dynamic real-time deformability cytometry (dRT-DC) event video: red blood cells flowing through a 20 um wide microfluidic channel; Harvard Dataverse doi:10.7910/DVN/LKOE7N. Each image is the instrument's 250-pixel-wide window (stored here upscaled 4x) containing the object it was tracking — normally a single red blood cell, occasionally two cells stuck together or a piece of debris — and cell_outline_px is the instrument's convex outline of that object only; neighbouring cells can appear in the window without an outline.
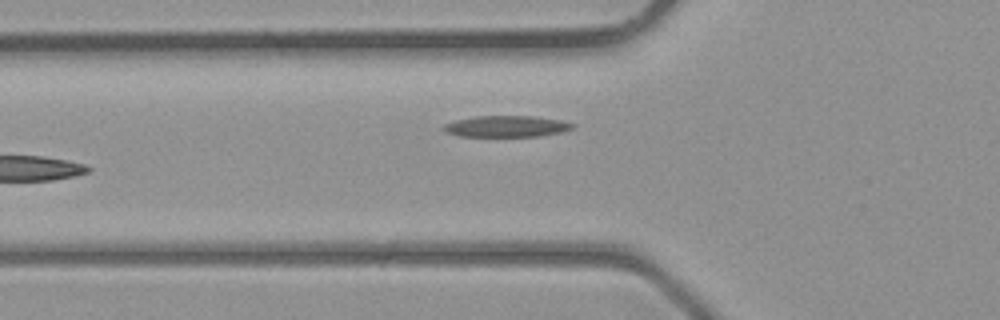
{"species": "common noctule bat (a hibernating species)", "species_latin": "Nyctalus noctula", "temperature_condition": "room temperature", "stored_images_in_passage": 4, "camera_frame_rate_fps": 3000, "um_per_image_px": 0.085, "animal": {"sex": "male", "body_mass_g": 23.1, "forearm_length_mm": 52.7}, "frame": {"image": 1, "passage_image": 4, "time_ms": 3.333, "image_size_px": [1000, 320], "cell_outline_px": [[576, 124], [572, 128], [560, 132], [536, 136], [460, 136], [444, 132], [440, 128], [444, 124], [456, 120], [476, 116], [532, 116], [560, 120]], "centroid_in_image_um": [42.98, 10.73], "position_along_channel_um": 82.8, "area_um2": 15.9}}